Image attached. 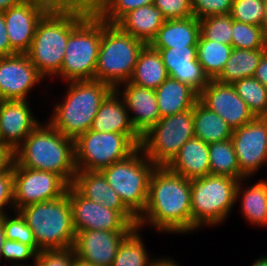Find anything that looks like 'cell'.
<instances>
[{
	"label": "cell",
	"mask_w": 267,
	"mask_h": 266,
	"mask_svg": "<svg viewBox=\"0 0 267 266\" xmlns=\"http://www.w3.org/2000/svg\"><path fill=\"white\" fill-rule=\"evenodd\" d=\"M47 11L36 1L25 0L3 12L10 45L18 54L29 50L37 23Z\"/></svg>",
	"instance_id": "obj_18"
},
{
	"label": "cell",
	"mask_w": 267,
	"mask_h": 266,
	"mask_svg": "<svg viewBox=\"0 0 267 266\" xmlns=\"http://www.w3.org/2000/svg\"><path fill=\"white\" fill-rule=\"evenodd\" d=\"M229 15L233 20L261 26L264 17V0H233Z\"/></svg>",
	"instance_id": "obj_40"
},
{
	"label": "cell",
	"mask_w": 267,
	"mask_h": 266,
	"mask_svg": "<svg viewBox=\"0 0 267 266\" xmlns=\"http://www.w3.org/2000/svg\"><path fill=\"white\" fill-rule=\"evenodd\" d=\"M158 50L169 77L188 84L198 94L210 79L197 60V46L161 48Z\"/></svg>",
	"instance_id": "obj_20"
},
{
	"label": "cell",
	"mask_w": 267,
	"mask_h": 266,
	"mask_svg": "<svg viewBox=\"0 0 267 266\" xmlns=\"http://www.w3.org/2000/svg\"><path fill=\"white\" fill-rule=\"evenodd\" d=\"M130 233L104 230L78 231L73 245L75 256L95 266H112L121 242Z\"/></svg>",
	"instance_id": "obj_17"
},
{
	"label": "cell",
	"mask_w": 267,
	"mask_h": 266,
	"mask_svg": "<svg viewBox=\"0 0 267 266\" xmlns=\"http://www.w3.org/2000/svg\"><path fill=\"white\" fill-rule=\"evenodd\" d=\"M266 49L246 50L233 48L221 74L216 78L221 83H229L254 77L263 52Z\"/></svg>",
	"instance_id": "obj_31"
},
{
	"label": "cell",
	"mask_w": 267,
	"mask_h": 266,
	"mask_svg": "<svg viewBox=\"0 0 267 266\" xmlns=\"http://www.w3.org/2000/svg\"><path fill=\"white\" fill-rule=\"evenodd\" d=\"M6 240V236L4 234V230L2 226H0V260L2 259V246Z\"/></svg>",
	"instance_id": "obj_53"
},
{
	"label": "cell",
	"mask_w": 267,
	"mask_h": 266,
	"mask_svg": "<svg viewBox=\"0 0 267 266\" xmlns=\"http://www.w3.org/2000/svg\"><path fill=\"white\" fill-rule=\"evenodd\" d=\"M194 137L205 143L231 139L233 129L218 114L210 111L199 100L193 107Z\"/></svg>",
	"instance_id": "obj_30"
},
{
	"label": "cell",
	"mask_w": 267,
	"mask_h": 266,
	"mask_svg": "<svg viewBox=\"0 0 267 266\" xmlns=\"http://www.w3.org/2000/svg\"><path fill=\"white\" fill-rule=\"evenodd\" d=\"M40 250L73 247L75 228L67 193L58 199L30 204L20 209Z\"/></svg>",
	"instance_id": "obj_6"
},
{
	"label": "cell",
	"mask_w": 267,
	"mask_h": 266,
	"mask_svg": "<svg viewBox=\"0 0 267 266\" xmlns=\"http://www.w3.org/2000/svg\"><path fill=\"white\" fill-rule=\"evenodd\" d=\"M14 152L3 144H0V175L7 172L13 164Z\"/></svg>",
	"instance_id": "obj_48"
},
{
	"label": "cell",
	"mask_w": 267,
	"mask_h": 266,
	"mask_svg": "<svg viewBox=\"0 0 267 266\" xmlns=\"http://www.w3.org/2000/svg\"><path fill=\"white\" fill-rule=\"evenodd\" d=\"M168 73L158 50L149 44L140 51L134 72L129 82L137 86L157 89L167 78Z\"/></svg>",
	"instance_id": "obj_29"
},
{
	"label": "cell",
	"mask_w": 267,
	"mask_h": 266,
	"mask_svg": "<svg viewBox=\"0 0 267 266\" xmlns=\"http://www.w3.org/2000/svg\"><path fill=\"white\" fill-rule=\"evenodd\" d=\"M200 34L207 40L231 45L232 18L230 15L209 16L199 20Z\"/></svg>",
	"instance_id": "obj_38"
},
{
	"label": "cell",
	"mask_w": 267,
	"mask_h": 266,
	"mask_svg": "<svg viewBox=\"0 0 267 266\" xmlns=\"http://www.w3.org/2000/svg\"><path fill=\"white\" fill-rule=\"evenodd\" d=\"M166 21L162 11L154 4L138 7L125 14L116 25L125 33L150 44Z\"/></svg>",
	"instance_id": "obj_25"
},
{
	"label": "cell",
	"mask_w": 267,
	"mask_h": 266,
	"mask_svg": "<svg viewBox=\"0 0 267 266\" xmlns=\"http://www.w3.org/2000/svg\"><path fill=\"white\" fill-rule=\"evenodd\" d=\"M36 256L37 252L31 247L24 245L19 241H13L6 239L3 246H2V258L4 257L8 261H12L11 266H32V265H25V264H18V261H26L32 257L33 259V266L36 263ZM17 261V263H15Z\"/></svg>",
	"instance_id": "obj_43"
},
{
	"label": "cell",
	"mask_w": 267,
	"mask_h": 266,
	"mask_svg": "<svg viewBox=\"0 0 267 266\" xmlns=\"http://www.w3.org/2000/svg\"><path fill=\"white\" fill-rule=\"evenodd\" d=\"M137 148L126 134L90 129L75 140L77 171H101L127 158Z\"/></svg>",
	"instance_id": "obj_11"
},
{
	"label": "cell",
	"mask_w": 267,
	"mask_h": 266,
	"mask_svg": "<svg viewBox=\"0 0 267 266\" xmlns=\"http://www.w3.org/2000/svg\"><path fill=\"white\" fill-rule=\"evenodd\" d=\"M210 174L244 179L231 139L209 143Z\"/></svg>",
	"instance_id": "obj_33"
},
{
	"label": "cell",
	"mask_w": 267,
	"mask_h": 266,
	"mask_svg": "<svg viewBox=\"0 0 267 266\" xmlns=\"http://www.w3.org/2000/svg\"><path fill=\"white\" fill-rule=\"evenodd\" d=\"M63 103L55 104L48 123L74 141L91 129L101 103L113 88L101 81L67 82Z\"/></svg>",
	"instance_id": "obj_4"
},
{
	"label": "cell",
	"mask_w": 267,
	"mask_h": 266,
	"mask_svg": "<svg viewBox=\"0 0 267 266\" xmlns=\"http://www.w3.org/2000/svg\"><path fill=\"white\" fill-rule=\"evenodd\" d=\"M156 167L138 147L127 158L101 172L123 204L138 218L145 209L150 179Z\"/></svg>",
	"instance_id": "obj_9"
},
{
	"label": "cell",
	"mask_w": 267,
	"mask_h": 266,
	"mask_svg": "<svg viewBox=\"0 0 267 266\" xmlns=\"http://www.w3.org/2000/svg\"><path fill=\"white\" fill-rule=\"evenodd\" d=\"M14 210L55 200L67 193L69 184L58 174L21 167L13 161Z\"/></svg>",
	"instance_id": "obj_12"
},
{
	"label": "cell",
	"mask_w": 267,
	"mask_h": 266,
	"mask_svg": "<svg viewBox=\"0 0 267 266\" xmlns=\"http://www.w3.org/2000/svg\"><path fill=\"white\" fill-rule=\"evenodd\" d=\"M150 224L166 233L192 232L191 179L184 178L166 166H157L152 173L148 198L137 227Z\"/></svg>",
	"instance_id": "obj_1"
},
{
	"label": "cell",
	"mask_w": 267,
	"mask_h": 266,
	"mask_svg": "<svg viewBox=\"0 0 267 266\" xmlns=\"http://www.w3.org/2000/svg\"><path fill=\"white\" fill-rule=\"evenodd\" d=\"M139 232L136 227L121 242L112 266H150L152 260Z\"/></svg>",
	"instance_id": "obj_34"
},
{
	"label": "cell",
	"mask_w": 267,
	"mask_h": 266,
	"mask_svg": "<svg viewBox=\"0 0 267 266\" xmlns=\"http://www.w3.org/2000/svg\"><path fill=\"white\" fill-rule=\"evenodd\" d=\"M103 20L92 10L69 35L57 78L66 82L94 80Z\"/></svg>",
	"instance_id": "obj_8"
},
{
	"label": "cell",
	"mask_w": 267,
	"mask_h": 266,
	"mask_svg": "<svg viewBox=\"0 0 267 266\" xmlns=\"http://www.w3.org/2000/svg\"><path fill=\"white\" fill-rule=\"evenodd\" d=\"M232 85L255 117H267V88L264 85L254 77L237 80Z\"/></svg>",
	"instance_id": "obj_35"
},
{
	"label": "cell",
	"mask_w": 267,
	"mask_h": 266,
	"mask_svg": "<svg viewBox=\"0 0 267 266\" xmlns=\"http://www.w3.org/2000/svg\"><path fill=\"white\" fill-rule=\"evenodd\" d=\"M154 0H94L92 10L105 22L116 24L125 14Z\"/></svg>",
	"instance_id": "obj_36"
},
{
	"label": "cell",
	"mask_w": 267,
	"mask_h": 266,
	"mask_svg": "<svg viewBox=\"0 0 267 266\" xmlns=\"http://www.w3.org/2000/svg\"><path fill=\"white\" fill-rule=\"evenodd\" d=\"M76 256L73 247L40 250L35 266H74Z\"/></svg>",
	"instance_id": "obj_41"
},
{
	"label": "cell",
	"mask_w": 267,
	"mask_h": 266,
	"mask_svg": "<svg viewBox=\"0 0 267 266\" xmlns=\"http://www.w3.org/2000/svg\"><path fill=\"white\" fill-rule=\"evenodd\" d=\"M264 36L267 38V0H264V17L261 25Z\"/></svg>",
	"instance_id": "obj_52"
},
{
	"label": "cell",
	"mask_w": 267,
	"mask_h": 266,
	"mask_svg": "<svg viewBox=\"0 0 267 266\" xmlns=\"http://www.w3.org/2000/svg\"><path fill=\"white\" fill-rule=\"evenodd\" d=\"M200 37L199 19L166 20L149 44L153 49L197 46Z\"/></svg>",
	"instance_id": "obj_26"
},
{
	"label": "cell",
	"mask_w": 267,
	"mask_h": 266,
	"mask_svg": "<svg viewBox=\"0 0 267 266\" xmlns=\"http://www.w3.org/2000/svg\"><path fill=\"white\" fill-rule=\"evenodd\" d=\"M241 174L250 179L267 162V117H255L231 137Z\"/></svg>",
	"instance_id": "obj_13"
},
{
	"label": "cell",
	"mask_w": 267,
	"mask_h": 266,
	"mask_svg": "<svg viewBox=\"0 0 267 266\" xmlns=\"http://www.w3.org/2000/svg\"><path fill=\"white\" fill-rule=\"evenodd\" d=\"M252 266H267V255L260 257L257 261L255 260Z\"/></svg>",
	"instance_id": "obj_54"
},
{
	"label": "cell",
	"mask_w": 267,
	"mask_h": 266,
	"mask_svg": "<svg viewBox=\"0 0 267 266\" xmlns=\"http://www.w3.org/2000/svg\"><path fill=\"white\" fill-rule=\"evenodd\" d=\"M231 45L233 48L246 50L267 49V38L261 26L232 19Z\"/></svg>",
	"instance_id": "obj_37"
},
{
	"label": "cell",
	"mask_w": 267,
	"mask_h": 266,
	"mask_svg": "<svg viewBox=\"0 0 267 266\" xmlns=\"http://www.w3.org/2000/svg\"><path fill=\"white\" fill-rule=\"evenodd\" d=\"M14 213L16 214L15 217H8L10 214L2 216L1 226L6 239L19 241L24 245L31 246L38 253L40 249L36 245L31 228L27 225L25 218L19 211H15Z\"/></svg>",
	"instance_id": "obj_39"
},
{
	"label": "cell",
	"mask_w": 267,
	"mask_h": 266,
	"mask_svg": "<svg viewBox=\"0 0 267 266\" xmlns=\"http://www.w3.org/2000/svg\"><path fill=\"white\" fill-rule=\"evenodd\" d=\"M210 111L218 114L234 130L255 118L232 84L210 79L198 99Z\"/></svg>",
	"instance_id": "obj_15"
},
{
	"label": "cell",
	"mask_w": 267,
	"mask_h": 266,
	"mask_svg": "<svg viewBox=\"0 0 267 266\" xmlns=\"http://www.w3.org/2000/svg\"><path fill=\"white\" fill-rule=\"evenodd\" d=\"M146 44L122 31L116 24L103 20V31L99 46L94 80L122 87L134 72L140 51Z\"/></svg>",
	"instance_id": "obj_5"
},
{
	"label": "cell",
	"mask_w": 267,
	"mask_h": 266,
	"mask_svg": "<svg viewBox=\"0 0 267 266\" xmlns=\"http://www.w3.org/2000/svg\"><path fill=\"white\" fill-rule=\"evenodd\" d=\"M91 11L48 10L39 20L25 54L44 79L57 77L60 73L69 35Z\"/></svg>",
	"instance_id": "obj_3"
},
{
	"label": "cell",
	"mask_w": 267,
	"mask_h": 266,
	"mask_svg": "<svg viewBox=\"0 0 267 266\" xmlns=\"http://www.w3.org/2000/svg\"><path fill=\"white\" fill-rule=\"evenodd\" d=\"M43 78L26 54L0 57V101L28 100V93Z\"/></svg>",
	"instance_id": "obj_16"
},
{
	"label": "cell",
	"mask_w": 267,
	"mask_h": 266,
	"mask_svg": "<svg viewBox=\"0 0 267 266\" xmlns=\"http://www.w3.org/2000/svg\"><path fill=\"white\" fill-rule=\"evenodd\" d=\"M75 231L104 230L132 232L133 226L120 212L81 196L71 185L68 188Z\"/></svg>",
	"instance_id": "obj_14"
},
{
	"label": "cell",
	"mask_w": 267,
	"mask_h": 266,
	"mask_svg": "<svg viewBox=\"0 0 267 266\" xmlns=\"http://www.w3.org/2000/svg\"><path fill=\"white\" fill-rule=\"evenodd\" d=\"M161 118L190 110L199 99V94L188 84L168 77L154 90Z\"/></svg>",
	"instance_id": "obj_27"
},
{
	"label": "cell",
	"mask_w": 267,
	"mask_h": 266,
	"mask_svg": "<svg viewBox=\"0 0 267 266\" xmlns=\"http://www.w3.org/2000/svg\"><path fill=\"white\" fill-rule=\"evenodd\" d=\"M28 104L27 100L0 101V144L13 152L40 124Z\"/></svg>",
	"instance_id": "obj_19"
},
{
	"label": "cell",
	"mask_w": 267,
	"mask_h": 266,
	"mask_svg": "<svg viewBox=\"0 0 267 266\" xmlns=\"http://www.w3.org/2000/svg\"><path fill=\"white\" fill-rule=\"evenodd\" d=\"M122 85L123 91L116 90L124 100L132 126L142 136L161 118L155 91L129 81Z\"/></svg>",
	"instance_id": "obj_22"
},
{
	"label": "cell",
	"mask_w": 267,
	"mask_h": 266,
	"mask_svg": "<svg viewBox=\"0 0 267 266\" xmlns=\"http://www.w3.org/2000/svg\"><path fill=\"white\" fill-rule=\"evenodd\" d=\"M166 20L185 19L193 16L192 0H154Z\"/></svg>",
	"instance_id": "obj_44"
},
{
	"label": "cell",
	"mask_w": 267,
	"mask_h": 266,
	"mask_svg": "<svg viewBox=\"0 0 267 266\" xmlns=\"http://www.w3.org/2000/svg\"><path fill=\"white\" fill-rule=\"evenodd\" d=\"M194 137L193 108L160 118L141 136L140 148L156 166H167L181 147Z\"/></svg>",
	"instance_id": "obj_10"
},
{
	"label": "cell",
	"mask_w": 267,
	"mask_h": 266,
	"mask_svg": "<svg viewBox=\"0 0 267 266\" xmlns=\"http://www.w3.org/2000/svg\"><path fill=\"white\" fill-rule=\"evenodd\" d=\"M74 266H95V265L85 263L84 261H81L80 259L76 258Z\"/></svg>",
	"instance_id": "obj_55"
},
{
	"label": "cell",
	"mask_w": 267,
	"mask_h": 266,
	"mask_svg": "<svg viewBox=\"0 0 267 266\" xmlns=\"http://www.w3.org/2000/svg\"><path fill=\"white\" fill-rule=\"evenodd\" d=\"M4 206L14 209V172L12 167L0 175V217L8 214Z\"/></svg>",
	"instance_id": "obj_45"
},
{
	"label": "cell",
	"mask_w": 267,
	"mask_h": 266,
	"mask_svg": "<svg viewBox=\"0 0 267 266\" xmlns=\"http://www.w3.org/2000/svg\"><path fill=\"white\" fill-rule=\"evenodd\" d=\"M91 130L126 134L138 147L141 144V136L132 126L124 100L116 89H113L101 103Z\"/></svg>",
	"instance_id": "obj_23"
},
{
	"label": "cell",
	"mask_w": 267,
	"mask_h": 266,
	"mask_svg": "<svg viewBox=\"0 0 267 266\" xmlns=\"http://www.w3.org/2000/svg\"><path fill=\"white\" fill-rule=\"evenodd\" d=\"M233 0H192V12L196 19L229 15Z\"/></svg>",
	"instance_id": "obj_42"
},
{
	"label": "cell",
	"mask_w": 267,
	"mask_h": 266,
	"mask_svg": "<svg viewBox=\"0 0 267 266\" xmlns=\"http://www.w3.org/2000/svg\"><path fill=\"white\" fill-rule=\"evenodd\" d=\"M71 186L84 198L117 210L137 226L138 218L123 204L101 171H77Z\"/></svg>",
	"instance_id": "obj_21"
},
{
	"label": "cell",
	"mask_w": 267,
	"mask_h": 266,
	"mask_svg": "<svg viewBox=\"0 0 267 266\" xmlns=\"http://www.w3.org/2000/svg\"><path fill=\"white\" fill-rule=\"evenodd\" d=\"M232 49V45L207 40L200 34L197 43V60L209 79H216L221 74Z\"/></svg>",
	"instance_id": "obj_32"
},
{
	"label": "cell",
	"mask_w": 267,
	"mask_h": 266,
	"mask_svg": "<svg viewBox=\"0 0 267 266\" xmlns=\"http://www.w3.org/2000/svg\"><path fill=\"white\" fill-rule=\"evenodd\" d=\"M47 10L55 11H79L92 10L90 0H34Z\"/></svg>",
	"instance_id": "obj_46"
},
{
	"label": "cell",
	"mask_w": 267,
	"mask_h": 266,
	"mask_svg": "<svg viewBox=\"0 0 267 266\" xmlns=\"http://www.w3.org/2000/svg\"><path fill=\"white\" fill-rule=\"evenodd\" d=\"M166 167L188 179L209 175V144L196 137L189 139Z\"/></svg>",
	"instance_id": "obj_24"
},
{
	"label": "cell",
	"mask_w": 267,
	"mask_h": 266,
	"mask_svg": "<svg viewBox=\"0 0 267 266\" xmlns=\"http://www.w3.org/2000/svg\"><path fill=\"white\" fill-rule=\"evenodd\" d=\"M15 54L18 53L10 45L4 13L0 12V57H8Z\"/></svg>",
	"instance_id": "obj_47"
},
{
	"label": "cell",
	"mask_w": 267,
	"mask_h": 266,
	"mask_svg": "<svg viewBox=\"0 0 267 266\" xmlns=\"http://www.w3.org/2000/svg\"><path fill=\"white\" fill-rule=\"evenodd\" d=\"M254 78L267 88V49L263 52L259 65L256 68Z\"/></svg>",
	"instance_id": "obj_49"
},
{
	"label": "cell",
	"mask_w": 267,
	"mask_h": 266,
	"mask_svg": "<svg viewBox=\"0 0 267 266\" xmlns=\"http://www.w3.org/2000/svg\"><path fill=\"white\" fill-rule=\"evenodd\" d=\"M247 180L241 179L237 184L236 203L240 197L241 211L247 222L253 226H267V180H261L248 188L245 186L243 189L242 181Z\"/></svg>",
	"instance_id": "obj_28"
},
{
	"label": "cell",
	"mask_w": 267,
	"mask_h": 266,
	"mask_svg": "<svg viewBox=\"0 0 267 266\" xmlns=\"http://www.w3.org/2000/svg\"><path fill=\"white\" fill-rule=\"evenodd\" d=\"M25 0H0V12L7 11L12 6L18 5Z\"/></svg>",
	"instance_id": "obj_51"
},
{
	"label": "cell",
	"mask_w": 267,
	"mask_h": 266,
	"mask_svg": "<svg viewBox=\"0 0 267 266\" xmlns=\"http://www.w3.org/2000/svg\"><path fill=\"white\" fill-rule=\"evenodd\" d=\"M150 266H179L175 260H172L170 258H153Z\"/></svg>",
	"instance_id": "obj_50"
},
{
	"label": "cell",
	"mask_w": 267,
	"mask_h": 266,
	"mask_svg": "<svg viewBox=\"0 0 267 266\" xmlns=\"http://www.w3.org/2000/svg\"><path fill=\"white\" fill-rule=\"evenodd\" d=\"M14 160L21 167L56 173L69 185L77 172L75 141L46 122L40 123L14 151Z\"/></svg>",
	"instance_id": "obj_2"
},
{
	"label": "cell",
	"mask_w": 267,
	"mask_h": 266,
	"mask_svg": "<svg viewBox=\"0 0 267 266\" xmlns=\"http://www.w3.org/2000/svg\"><path fill=\"white\" fill-rule=\"evenodd\" d=\"M238 182L212 174L191 179L192 232L203 225L216 226L229 217L236 204Z\"/></svg>",
	"instance_id": "obj_7"
}]
</instances>
